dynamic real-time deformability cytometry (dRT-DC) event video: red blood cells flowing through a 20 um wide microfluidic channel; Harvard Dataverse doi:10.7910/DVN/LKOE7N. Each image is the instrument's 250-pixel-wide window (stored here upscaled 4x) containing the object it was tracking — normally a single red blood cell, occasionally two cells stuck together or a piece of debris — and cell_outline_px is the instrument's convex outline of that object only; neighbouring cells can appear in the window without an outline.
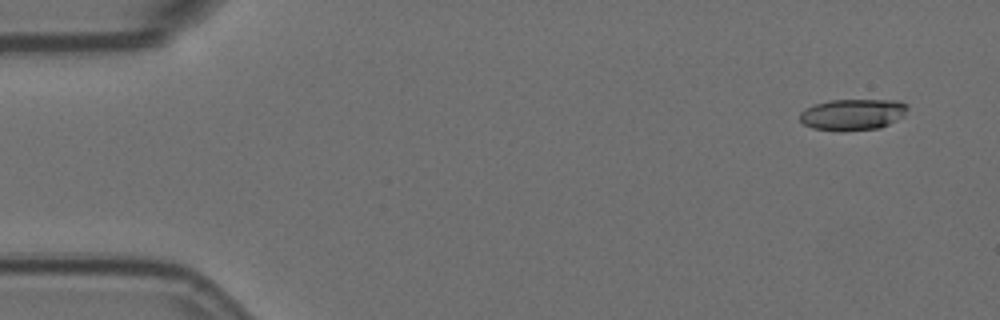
{"species": "Egyptian fruit bat (a non-hibernating species)", "species_latin": "Rousettus aegyptiacus", "temperature_condition": "room temperature", "stored_images_in_passage": 6, "camera_frame_rate_fps": 3000, "um_per_image_px": 0.085, "animal": {"sex": "female"}, "frame": {"image": 1, "passage_image": 1, "time_ms": 0.0, "image_size_px": [1000, 320], "cell_outline_px": [[908, 108], [904, 116], [880, 128], [812, 128], [804, 124], [800, 120], [800, 112], [804, 108], [816, 104], [832, 100], [900, 100]], "centroid_in_image_um": [72.5, 9.68], "position_along_channel_um": 12.5, "area_um2": 18.79}}
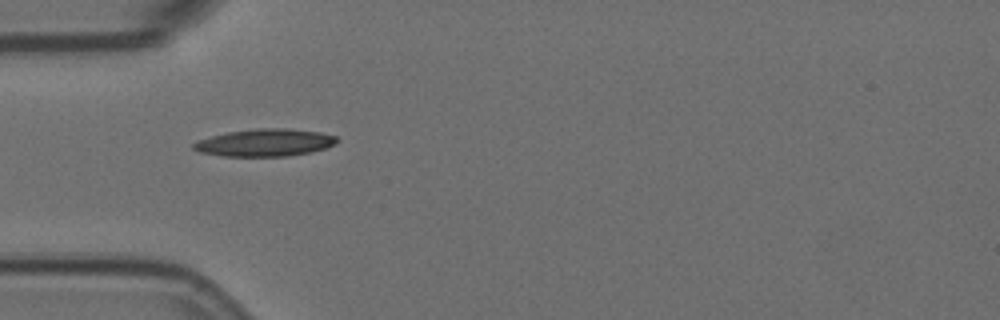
{"frame": {"image": 2, "passage_image": 5, "time_ms": 1.333, "image_size_px": [1000, 320], "cell_outline_px": [[340, 140], [336, 144], [324, 148], [308, 152], [288, 156], [220, 156], [200, 152], [192, 148], [192, 144], [196, 140], [228, 132], [256, 128], [288, 128], [320, 132], [336, 136]], "centroid_in_image_um": [22.51, 12.12], "position_along_channel_um": 62.5, "area_um2": 22.95}}
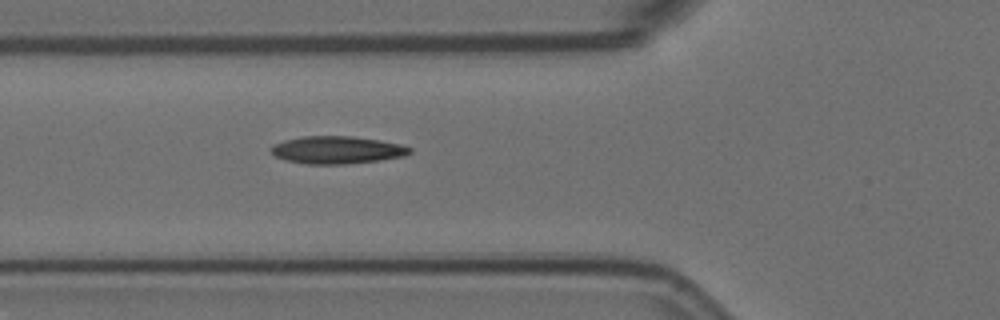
{"frame": {"image": 3, "passage_image": 6, "time_ms": 1.667, "image_size_px": [1000, 320], "cell_outline_px": [[412, 152], [404, 156], [380, 160], [344, 164], [308, 164], [284, 160], [276, 156], [268, 148], [272, 144], [284, 140], [300, 136], [352, 136], [380, 140], [400, 144], [412, 148]], "centroid_in_image_um": [28.62, 12.74], "position_along_channel_um": 97.2, "area_um2": 22.43}}